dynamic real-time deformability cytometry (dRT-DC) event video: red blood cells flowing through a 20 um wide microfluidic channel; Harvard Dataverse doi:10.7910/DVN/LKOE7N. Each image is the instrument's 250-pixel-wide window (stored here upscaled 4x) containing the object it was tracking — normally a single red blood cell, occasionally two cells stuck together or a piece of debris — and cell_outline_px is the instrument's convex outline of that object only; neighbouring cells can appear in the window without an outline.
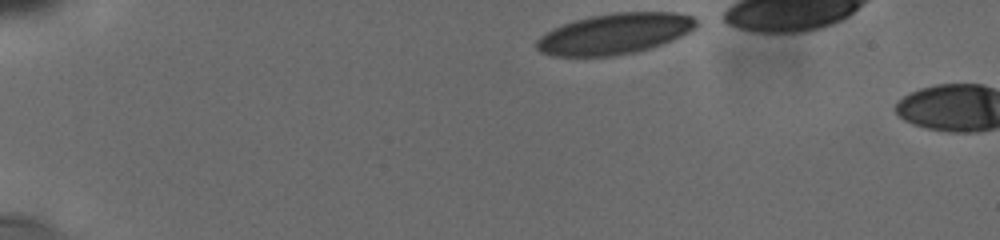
{"species": "human", "species_latin": "Homo sapiens", "temperature_condition": "cold", "stored_images_in_passage": 2, "camera_frame_rate_fps": 3000, "um_per_image_px": 0.085, "donor": {"sex": "male"}, "frame": {"image": 1, "passage_image": 1, "time_ms": 0.0, "image_size_px": [1000, 240], "cell_outline_px": [[696, 28], [672, 40], [636, 52], [612, 56], [556, 56], [540, 52], [536, 48], [536, 40], [540, 36], [552, 28], [576, 20], [592, 16], [616, 12], [676, 12], [692, 16], [696, 20]], "centroid_in_image_um": [52.23, 2.87], "position_along_channel_um": 32.8, "area_um2": 37.69}}